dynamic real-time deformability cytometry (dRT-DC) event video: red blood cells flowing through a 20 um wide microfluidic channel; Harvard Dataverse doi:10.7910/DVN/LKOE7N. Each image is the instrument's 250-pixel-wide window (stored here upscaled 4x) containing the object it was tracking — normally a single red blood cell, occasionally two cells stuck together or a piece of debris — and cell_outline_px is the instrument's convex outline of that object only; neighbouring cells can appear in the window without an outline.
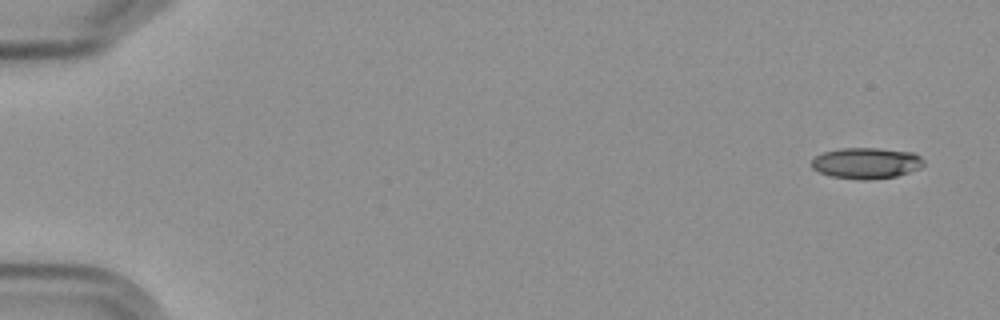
{"species": "Egyptian fruit bat (a non-hibernating species)", "species_latin": "Rousettus aegyptiacus", "temperature_condition": "cold", "stored_images_in_passage": 6, "camera_frame_rate_fps": 3000, "um_per_image_px": 0.085, "frame": {"image": 1, "passage_image": 1, "time_ms": 0.0, "image_size_px": [1000, 320], "cell_outline_px": [[924, 164], [920, 168], [896, 176], [868, 180], [860, 180], [832, 176], [820, 172], [812, 168], [808, 164], [816, 156], [824, 152], [840, 148], [876, 148], [912, 152], [920, 156], [924, 160]], "centroid_in_image_um": [73.62, 13.86], "position_along_channel_um": 11.4, "area_um2": 20.29}}
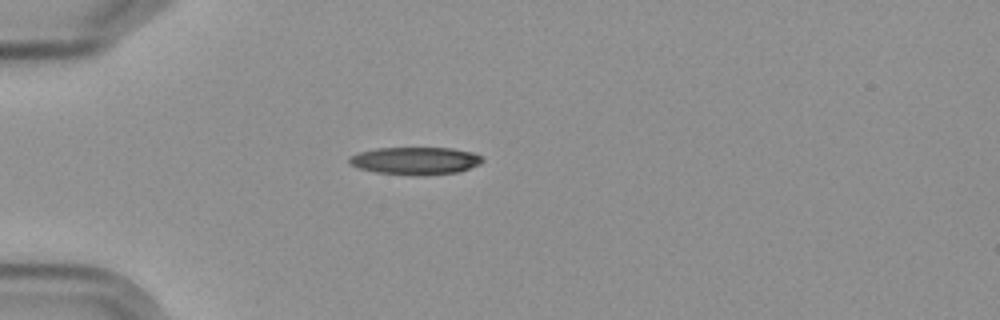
{"frame": {"image": 2, "passage_image": 5, "time_ms": 4.667, "image_size_px": [1000, 320], "cell_outline_px": [[484, 160], [480, 164], [456, 172], [424, 176], [412, 176], [376, 172], [356, 168], [348, 164], [348, 156], [360, 152], [376, 148], [452, 148], [472, 152], [480, 156]], "centroid_in_image_um": [35.25, 13.67], "position_along_channel_um": 49.8, "area_um2": 21.62}}